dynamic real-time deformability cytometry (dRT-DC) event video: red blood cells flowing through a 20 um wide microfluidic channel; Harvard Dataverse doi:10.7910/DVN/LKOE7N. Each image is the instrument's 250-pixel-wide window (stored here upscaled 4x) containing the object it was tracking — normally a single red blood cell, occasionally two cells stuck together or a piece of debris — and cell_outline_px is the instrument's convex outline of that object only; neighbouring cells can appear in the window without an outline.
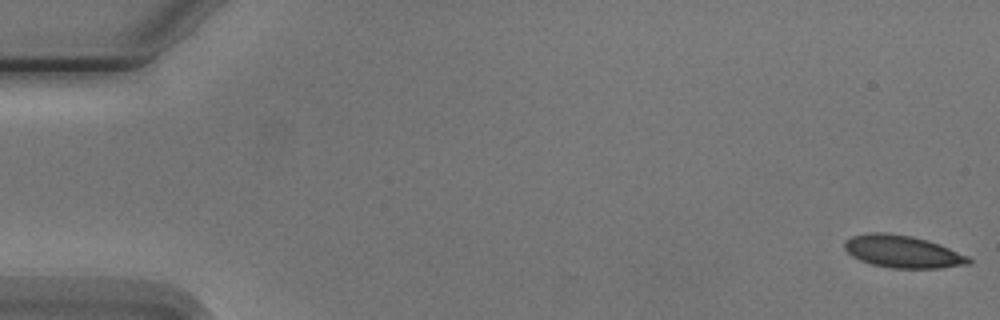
{"species": "Egyptian fruit bat (a non-hibernating species)", "species_latin": "Rousettus aegyptiacus", "temperature_condition": "cold", "stored_images_in_passage": 5, "camera_frame_rate_fps": 3000, "um_per_image_px": 0.085, "animal": {"sex": "male"}, "frame": {"image": 1, "passage_image": 1, "time_ms": 0.0, "image_size_px": [1000, 320], "cell_outline_px": [[972, 260], [968, 264], [940, 268], [892, 268], [872, 264], [860, 260], [852, 256], [844, 248], [844, 240], [852, 236], [872, 232], [888, 232], [912, 236], [928, 240], [940, 244], [968, 256]], "centroid_in_image_um": [76.71, 21.37], "position_along_channel_um": 8.3, "area_um2": 23.47}}
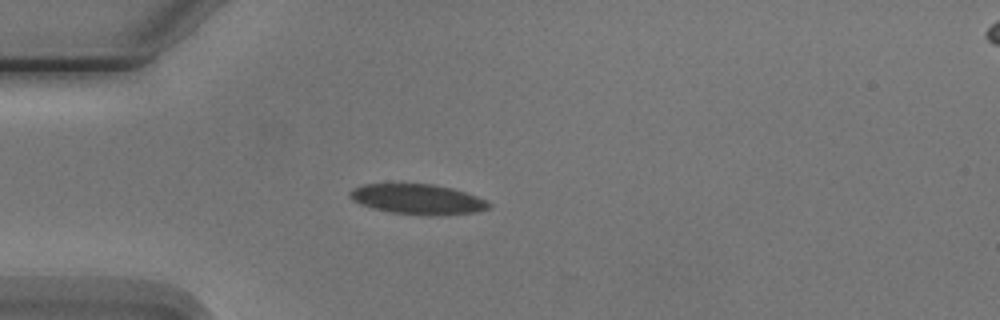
{"frame": {"image": 2, "passage_image": 5, "time_ms": 4.667, "image_size_px": [1000, 320], "cell_outline_px": [[492, 208], [476, 212], [440, 216], [420, 216], [388, 212], [372, 208], [360, 204], [352, 200], [348, 196], [348, 192], [352, 188], [364, 184], [432, 184], [452, 188], [476, 196], [492, 204]], "centroid_in_image_um": [35.49, 16.96], "position_along_channel_um": 49.5, "area_um2": 24.85}}